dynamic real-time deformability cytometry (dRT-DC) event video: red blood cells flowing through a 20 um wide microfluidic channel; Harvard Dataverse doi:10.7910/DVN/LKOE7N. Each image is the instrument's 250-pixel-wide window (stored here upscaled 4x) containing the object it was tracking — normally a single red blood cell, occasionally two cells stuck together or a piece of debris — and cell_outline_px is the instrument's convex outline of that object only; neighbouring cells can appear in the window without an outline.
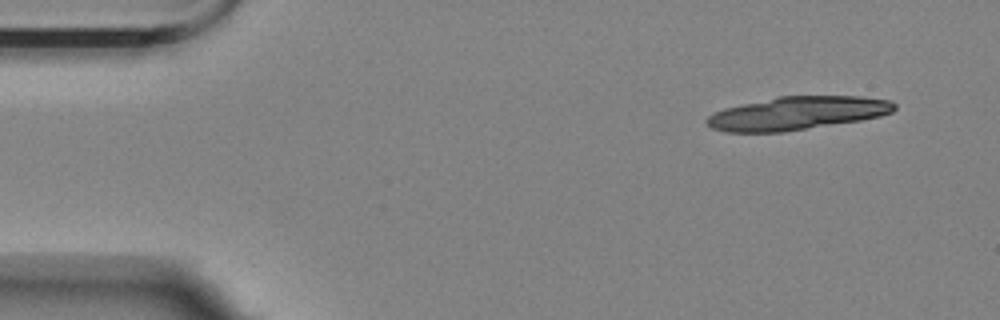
{"species": "Egyptian fruit bat (a non-hibernating species)", "species_latin": "Rousettus aegyptiacus", "temperature_condition": "room temperature", "stored_images_in_passage": 5, "camera_frame_rate_fps": 3000, "um_per_image_px": 0.085, "animal": {"sex": "female"}, "frame": {"image": 1, "passage_image": 1, "time_ms": 0.0, "image_size_px": [1000, 320], "cell_outline_px": [[896, 108], [892, 112], [880, 116], [860, 120], [780, 132], [728, 132], [712, 128], [704, 120], [708, 116], [724, 108], [780, 96], [860, 96], [888, 100], [896, 104]], "centroid_in_image_um": [67.77, 9.62], "position_along_channel_um": 17.2, "area_um2": 35.89}}
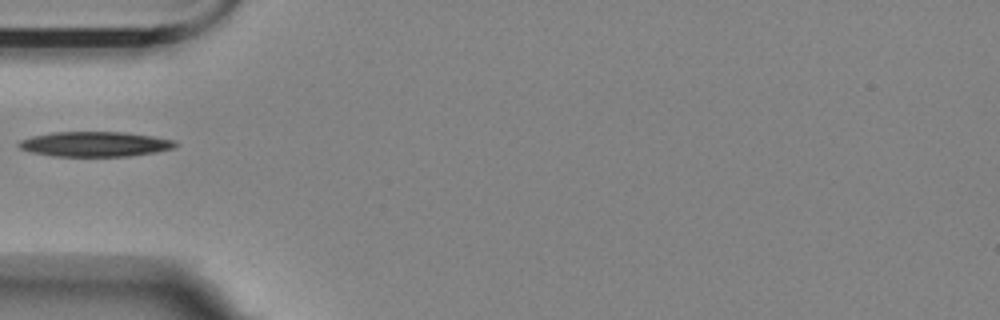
{"frame": {"image": 2, "passage_image": 5, "time_ms": 4.667, "image_size_px": [1000, 320], "cell_outline_px": [[176, 144], [172, 148], [152, 152], [128, 156], [52, 156], [32, 152], [20, 148], [16, 144], [20, 140], [32, 136], [52, 132], [124, 132], [152, 136], [176, 140]], "centroid_in_image_um": [8.02, 12.24], "position_along_channel_um": 77.0, "area_um2": 22.6}}